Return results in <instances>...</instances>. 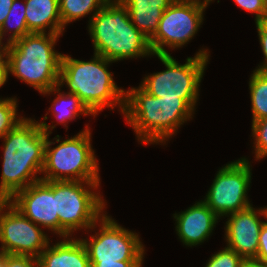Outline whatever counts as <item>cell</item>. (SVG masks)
Segmentation results:
<instances>
[{
  "instance_id": "obj_1",
  "label": "cell",
  "mask_w": 267,
  "mask_h": 267,
  "mask_svg": "<svg viewBox=\"0 0 267 267\" xmlns=\"http://www.w3.org/2000/svg\"><path fill=\"white\" fill-rule=\"evenodd\" d=\"M54 128L55 125L24 117L2 137L0 201H9L18 191L41 180L37 173H42L47 134Z\"/></svg>"
},
{
  "instance_id": "obj_2",
  "label": "cell",
  "mask_w": 267,
  "mask_h": 267,
  "mask_svg": "<svg viewBox=\"0 0 267 267\" xmlns=\"http://www.w3.org/2000/svg\"><path fill=\"white\" fill-rule=\"evenodd\" d=\"M193 114L183 99L152 96L140 86L125 91L123 115L144 144H165Z\"/></svg>"
},
{
  "instance_id": "obj_3",
  "label": "cell",
  "mask_w": 267,
  "mask_h": 267,
  "mask_svg": "<svg viewBox=\"0 0 267 267\" xmlns=\"http://www.w3.org/2000/svg\"><path fill=\"white\" fill-rule=\"evenodd\" d=\"M110 63L113 62L95 53L90 61L62 54L58 86L66 83L67 93L77 95L94 117L104 107L114 109L116 105L123 113L125 90L116 85L113 73L107 70Z\"/></svg>"
},
{
  "instance_id": "obj_4",
  "label": "cell",
  "mask_w": 267,
  "mask_h": 267,
  "mask_svg": "<svg viewBox=\"0 0 267 267\" xmlns=\"http://www.w3.org/2000/svg\"><path fill=\"white\" fill-rule=\"evenodd\" d=\"M88 29L94 53L109 61L153 55L149 39L133 25L120 0H109L90 17Z\"/></svg>"
},
{
  "instance_id": "obj_5",
  "label": "cell",
  "mask_w": 267,
  "mask_h": 267,
  "mask_svg": "<svg viewBox=\"0 0 267 267\" xmlns=\"http://www.w3.org/2000/svg\"><path fill=\"white\" fill-rule=\"evenodd\" d=\"M61 34L29 33L8 44V72L39 93L58 86L62 54L54 49Z\"/></svg>"
},
{
  "instance_id": "obj_6",
  "label": "cell",
  "mask_w": 267,
  "mask_h": 267,
  "mask_svg": "<svg viewBox=\"0 0 267 267\" xmlns=\"http://www.w3.org/2000/svg\"><path fill=\"white\" fill-rule=\"evenodd\" d=\"M91 132L85 129L72 138L64 139L54 148L49 140L45 144L42 181H100L99 167L91 146Z\"/></svg>"
},
{
  "instance_id": "obj_7",
  "label": "cell",
  "mask_w": 267,
  "mask_h": 267,
  "mask_svg": "<svg viewBox=\"0 0 267 267\" xmlns=\"http://www.w3.org/2000/svg\"><path fill=\"white\" fill-rule=\"evenodd\" d=\"M208 49H202L185 64H179L171 54L157 55L166 70L147 75L141 85L148 94L170 99H183L193 110L199 96V86L209 61Z\"/></svg>"
},
{
  "instance_id": "obj_8",
  "label": "cell",
  "mask_w": 267,
  "mask_h": 267,
  "mask_svg": "<svg viewBox=\"0 0 267 267\" xmlns=\"http://www.w3.org/2000/svg\"><path fill=\"white\" fill-rule=\"evenodd\" d=\"M99 183L100 181H54L60 237L68 238L74 231L97 227L106 208L101 195L92 191L98 188Z\"/></svg>"
},
{
  "instance_id": "obj_9",
  "label": "cell",
  "mask_w": 267,
  "mask_h": 267,
  "mask_svg": "<svg viewBox=\"0 0 267 267\" xmlns=\"http://www.w3.org/2000/svg\"><path fill=\"white\" fill-rule=\"evenodd\" d=\"M99 232L91 239H80L87 249L90 264L115 261H143L144 246L139 235L120 226L103 214L98 220Z\"/></svg>"
},
{
  "instance_id": "obj_10",
  "label": "cell",
  "mask_w": 267,
  "mask_h": 267,
  "mask_svg": "<svg viewBox=\"0 0 267 267\" xmlns=\"http://www.w3.org/2000/svg\"><path fill=\"white\" fill-rule=\"evenodd\" d=\"M251 175L250 163L246 158L224 165L217 171L203 201L219 218L250 207L252 204L247 191Z\"/></svg>"
},
{
  "instance_id": "obj_11",
  "label": "cell",
  "mask_w": 267,
  "mask_h": 267,
  "mask_svg": "<svg viewBox=\"0 0 267 267\" xmlns=\"http://www.w3.org/2000/svg\"><path fill=\"white\" fill-rule=\"evenodd\" d=\"M205 8L174 0L163 11L156 33L149 39L153 55L170 54L164 48H180L197 33L203 22Z\"/></svg>"
},
{
  "instance_id": "obj_12",
  "label": "cell",
  "mask_w": 267,
  "mask_h": 267,
  "mask_svg": "<svg viewBox=\"0 0 267 267\" xmlns=\"http://www.w3.org/2000/svg\"><path fill=\"white\" fill-rule=\"evenodd\" d=\"M49 240L37 224L9 201H0V251L3 254L38 258L50 243Z\"/></svg>"
},
{
  "instance_id": "obj_13",
  "label": "cell",
  "mask_w": 267,
  "mask_h": 267,
  "mask_svg": "<svg viewBox=\"0 0 267 267\" xmlns=\"http://www.w3.org/2000/svg\"><path fill=\"white\" fill-rule=\"evenodd\" d=\"M9 202L33 223L59 234L54 181H38L18 191Z\"/></svg>"
},
{
  "instance_id": "obj_14",
  "label": "cell",
  "mask_w": 267,
  "mask_h": 267,
  "mask_svg": "<svg viewBox=\"0 0 267 267\" xmlns=\"http://www.w3.org/2000/svg\"><path fill=\"white\" fill-rule=\"evenodd\" d=\"M229 217L225 225V239L227 247L234 250L244 259H255L259 248V235L267 219L266 207L257 210L252 205L244 210L226 215Z\"/></svg>"
},
{
  "instance_id": "obj_15",
  "label": "cell",
  "mask_w": 267,
  "mask_h": 267,
  "mask_svg": "<svg viewBox=\"0 0 267 267\" xmlns=\"http://www.w3.org/2000/svg\"><path fill=\"white\" fill-rule=\"evenodd\" d=\"M176 231L186 246H196L208 240L219 217L201 200L182 211L175 213Z\"/></svg>"
},
{
  "instance_id": "obj_16",
  "label": "cell",
  "mask_w": 267,
  "mask_h": 267,
  "mask_svg": "<svg viewBox=\"0 0 267 267\" xmlns=\"http://www.w3.org/2000/svg\"><path fill=\"white\" fill-rule=\"evenodd\" d=\"M38 260L41 267H91L85 245L70 237L53 246L48 244Z\"/></svg>"
},
{
  "instance_id": "obj_17",
  "label": "cell",
  "mask_w": 267,
  "mask_h": 267,
  "mask_svg": "<svg viewBox=\"0 0 267 267\" xmlns=\"http://www.w3.org/2000/svg\"><path fill=\"white\" fill-rule=\"evenodd\" d=\"M25 18L30 33L63 34L59 0H25Z\"/></svg>"
},
{
  "instance_id": "obj_18",
  "label": "cell",
  "mask_w": 267,
  "mask_h": 267,
  "mask_svg": "<svg viewBox=\"0 0 267 267\" xmlns=\"http://www.w3.org/2000/svg\"><path fill=\"white\" fill-rule=\"evenodd\" d=\"M174 0H120L133 25L148 39L157 31L163 11Z\"/></svg>"
},
{
  "instance_id": "obj_19",
  "label": "cell",
  "mask_w": 267,
  "mask_h": 267,
  "mask_svg": "<svg viewBox=\"0 0 267 267\" xmlns=\"http://www.w3.org/2000/svg\"><path fill=\"white\" fill-rule=\"evenodd\" d=\"M59 86L51 88L49 91H45L42 94H49L52 92L58 93V97L53 100V104L51 107H49V111H52L53 115L56 117V119L61 123L64 124V127L66 126V122L70 120H74L75 117L82 115H93L88 108L81 102L79 97L74 94H66L60 92ZM52 108V109H51ZM65 122V123H64Z\"/></svg>"
},
{
  "instance_id": "obj_20",
  "label": "cell",
  "mask_w": 267,
  "mask_h": 267,
  "mask_svg": "<svg viewBox=\"0 0 267 267\" xmlns=\"http://www.w3.org/2000/svg\"><path fill=\"white\" fill-rule=\"evenodd\" d=\"M109 0H59V13L62 26L79 18H83L89 13L92 16L97 13Z\"/></svg>"
},
{
  "instance_id": "obj_21",
  "label": "cell",
  "mask_w": 267,
  "mask_h": 267,
  "mask_svg": "<svg viewBox=\"0 0 267 267\" xmlns=\"http://www.w3.org/2000/svg\"><path fill=\"white\" fill-rule=\"evenodd\" d=\"M252 121L267 117V73L254 70L249 81Z\"/></svg>"
},
{
  "instance_id": "obj_22",
  "label": "cell",
  "mask_w": 267,
  "mask_h": 267,
  "mask_svg": "<svg viewBox=\"0 0 267 267\" xmlns=\"http://www.w3.org/2000/svg\"><path fill=\"white\" fill-rule=\"evenodd\" d=\"M19 0H14L13 4L11 5L10 11L3 23V25L0 28V38L3 39L4 35H6V32H12V34H9L10 37L5 42L7 45L15 42L18 39H21L25 35L29 34L27 24H26V4L25 0L24 3H21V6L19 7ZM16 16V17H15ZM15 18V19H14ZM14 20V21H13ZM12 29L10 27H12Z\"/></svg>"
},
{
  "instance_id": "obj_23",
  "label": "cell",
  "mask_w": 267,
  "mask_h": 267,
  "mask_svg": "<svg viewBox=\"0 0 267 267\" xmlns=\"http://www.w3.org/2000/svg\"><path fill=\"white\" fill-rule=\"evenodd\" d=\"M17 106L16 98H0V139L24 119L17 116Z\"/></svg>"
},
{
  "instance_id": "obj_24",
  "label": "cell",
  "mask_w": 267,
  "mask_h": 267,
  "mask_svg": "<svg viewBox=\"0 0 267 267\" xmlns=\"http://www.w3.org/2000/svg\"><path fill=\"white\" fill-rule=\"evenodd\" d=\"M244 258L238 255L234 250L225 247L219 252L213 254L205 267H241Z\"/></svg>"
},
{
  "instance_id": "obj_25",
  "label": "cell",
  "mask_w": 267,
  "mask_h": 267,
  "mask_svg": "<svg viewBox=\"0 0 267 267\" xmlns=\"http://www.w3.org/2000/svg\"><path fill=\"white\" fill-rule=\"evenodd\" d=\"M252 136L255 145V159L261 160L267 156V117L252 121Z\"/></svg>"
},
{
  "instance_id": "obj_26",
  "label": "cell",
  "mask_w": 267,
  "mask_h": 267,
  "mask_svg": "<svg viewBox=\"0 0 267 267\" xmlns=\"http://www.w3.org/2000/svg\"><path fill=\"white\" fill-rule=\"evenodd\" d=\"M2 267H41L38 258L32 256L3 254Z\"/></svg>"
},
{
  "instance_id": "obj_27",
  "label": "cell",
  "mask_w": 267,
  "mask_h": 267,
  "mask_svg": "<svg viewBox=\"0 0 267 267\" xmlns=\"http://www.w3.org/2000/svg\"><path fill=\"white\" fill-rule=\"evenodd\" d=\"M237 5L253 14H255V22L265 21L264 0H234Z\"/></svg>"
},
{
  "instance_id": "obj_28",
  "label": "cell",
  "mask_w": 267,
  "mask_h": 267,
  "mask_svg": "<svg viewBox=\"0 0 267 267\" xmlns=\"http://www.w3.org/2000/svg\"><path fill=\"white\" fill-rule=\"evenodd\" d=\"M256 27L265 60L255 70L267 73V21L256 22Z\"/></svg>"
},
{
  "instance_id": "obj_29",
  "label": "cell",
  "mask_w": 267,
  "mask_h": 267,
  "mask_svg": "<svg viewBox=\"0 0 267 267\" xmlns=\"http://www.w3.org/2000/svg\"><path fill=\"white\" fill-rule=\"evenodd\" d=\"M255 260L267 263V219L261 227L259 235V248Z\"/></svg>"
},
{
  "instance_id": "obj_30",
  "label": "cell",
  "mask_w": 267,
  "mask_h": 267,
  "mask_svg": "<svg viewBox=\"0 0 267 267\" xmlns=\"http://www.w3.org/2000/svg\"><path fill=\"white\" fill-rule=\"evenodd\" d=\"M143 261H115V262H98L91 264V267H142Z\"/></svg>"
},
{
  "instance_id": "obj_31",
  "label": "cell",
  "mask_w": 267,
  "mask_h": 267,
  "mask_svg": "<svg viewBox=\"0 0 267 267\" xmlns=\"http://www.w3.org/2000/svg\"><path fill=\"white\" fill-rule=\"evenodd\" d=\"M8 59L6 53L0 58V88L6 83L8 79Z\"/></svg>"
},
{
  "instance_id": "obj_32",
  "label": "cell",
  "mask_w": 267,
  "mask_h": 267,
  "mask_svg": "<svg viewBox=\"0 0 267 267\" xmlns=\"http://www.w3.org/2000/svg\"><path fill=\"white\" fill-rule=\"evenodd\" d=\"M14 0H0V28L3 25Z\"/></svg>"
},
{
  "instance_id": "obj_33",
  "label": "cell",
  "mask_w": 267,
  "mask_h": 267,
  "mask_svg": "<svg viewBox=\"0 0 267 267\" xmlns=\"http://www.w3.org/2000/svg\"><path fill=\"white\" fill-rule=\"evenodd\" d=\"M241 267H267V263L255 259H245Z\"/></svg>"
},
{
  "instance_id": "obj_34",
  "label": "cell",
  "mask_w": 267,
  "mask_h": 267,
  "mask_svg": "<svg viewBox=\"0 0 267 267\" xmlns=\"http://www.w3.org/2000/svg\"><path fill=\"white\" fill-rule=\"evenodd\" d=\"M180 1H183V2H187V3H190V4H193V5H197V6H200V7H203V8H207L208 4L211 3V1L213 0H180Z\"/></svg>"
},
{
  "instance_id": "obj_35",
  "label": "cell",
  "mask_w": 267,
  "mask_h": 267,
  "mask_svg": "<svg viewBox=\"0 0 267 267\" xmlns=\"http://www.w3.org/2000/svg\"><path fill=\"white\" fill-rule=\"evenodd\" d=\"M7 44H3L2 39L0 38V58L6 53Z\"/></svg>"
},
{
  "instance_id": "obj_36",
  "label": "cell",
  "mask_w": 267,
  "mask_h": 267,
  "mask_svg": "<svg viewBox=\"0 0 267 267\" xmlns=\"http://www.w3.org/2000/svg\"><path fill=\"white\" fill-rule=\"evenodd\" d=\"M264 8H265V21H267V0H264Z\"/></svg>"
},
{
  "instance_id": "obj_37",
  "label": "cell",
  "mask_w": 267,
  "mask_h": 267,
  "mask_svg": "<svg viewBox=\"0 0 267 267\" xmlns=\"http://www.w3.org/2000/svg\"><path fill=\"white\" fill-rule=\"evenodd\" d=\"M2 258H3V253L0 251V265H1V262H2Z\"/></svg>"
}]
</instances>
